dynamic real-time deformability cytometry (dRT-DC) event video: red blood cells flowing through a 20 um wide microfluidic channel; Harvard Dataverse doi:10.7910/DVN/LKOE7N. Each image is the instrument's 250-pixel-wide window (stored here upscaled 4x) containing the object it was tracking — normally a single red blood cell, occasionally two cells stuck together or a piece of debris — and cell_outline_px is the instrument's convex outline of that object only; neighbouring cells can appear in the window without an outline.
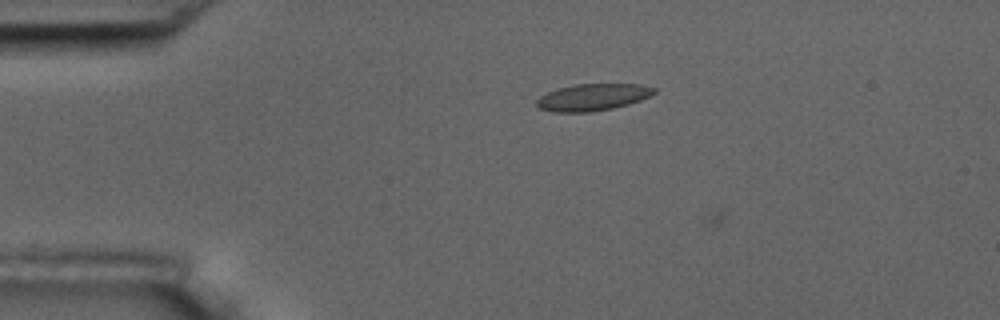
{"species": "common noctule bat (a hibernating species)", "species_latin": "Nyctalus noctula", "temperature_condition": "room temperature", "stored_images_in_passage": 19, "camera_frame_rate_fps": 3000, "um_per_image_px": 0.085, "animal": {"sex": "male", "body_mass_g": 17.5, "forearm_length_mm": 52.3}, "frame": {"image": 1, "passage_image": 17, "time_ms": 5.333, "image_size_px": [1000, 320], "cell_outline_px": [[656, 92], [640, 100], [628, 104], [612, 108], [592, 112], [552, 112], [540, 108], [536, 104], [536, 100], [540, 96], [548, 92], [560, 88], [576, 84], [640, 84], [656, 88]], "centroid_in_image_um": [50.38, 8.26], "position_along_channel_um": 34.6, "area_um2": 18.26}}